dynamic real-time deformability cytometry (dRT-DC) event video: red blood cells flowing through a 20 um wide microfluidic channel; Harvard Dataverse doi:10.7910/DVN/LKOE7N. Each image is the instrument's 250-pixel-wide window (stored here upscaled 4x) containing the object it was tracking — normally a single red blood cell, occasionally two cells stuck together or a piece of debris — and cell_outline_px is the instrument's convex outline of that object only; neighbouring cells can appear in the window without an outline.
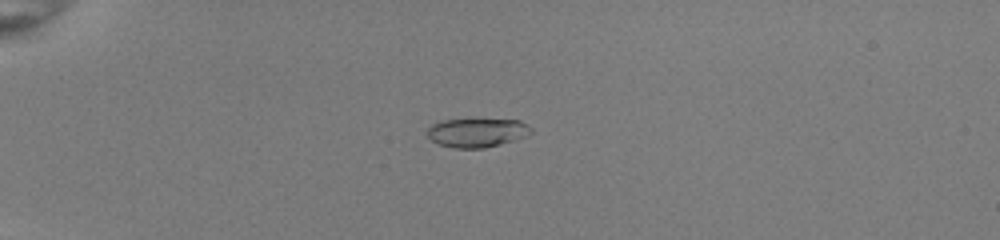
{"species": "common noctule bat (a hibernating species)", "species_latin": "Nyctalus noctula", "temperature_condition": "room temperature", "stored_images_in_passage": 45, "camera_frame_rate_fps": 3000, "um_per_image_px": 0.085, "animal": {"sex": "female", "body_mass_g": 22.0, "forearm_length_mm": 56.7}, "frame": {"image": 1, "passage_image": 8, "time_ms": 2.333, "image_size_px": [1000, 240], "cell_outline_px": [[532, 132], [524, 136], [500, 144], [484, 148], [452, 148], [440, 144], [432, 140], [428, 136], [428, 128], [432, 124], [444, 120], [520, 120], [528, 124], [532, 128]], "centroid_in_image_um": [40.55, 11.28], "position_along_channel_um": 44.5, "area_um2": 17.17}}
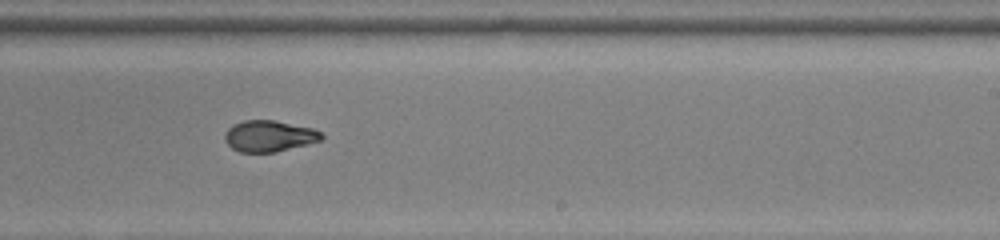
{"frame": {"image": 2, "passage_image": 28, "time_ms": 9.0, "image_size_px": [1000, 240], "cell_outline_px": [[324, 136], [320, 140], [308, 144], [276, 152], [240, 152], [232, 148], [224, 140], [224, 132], [232, 124], [244, 120], [276, 120], [312, 128], [320, 132]], "centroid_in_image_um": [22.84, 11.56], "position_along_channel_um": 266.2, "area_um2": 17.69}}
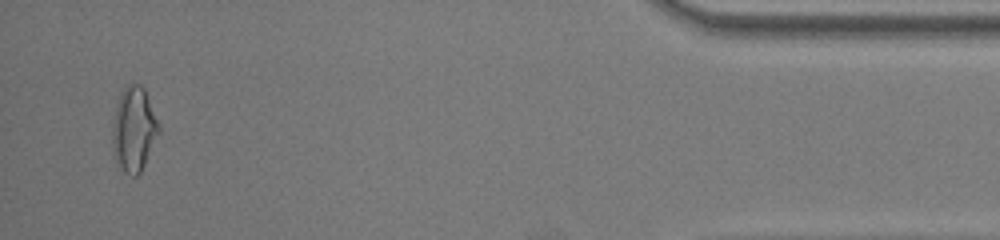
{"frame": {"image": 3, "passage_image": 44, "time_ms": 14.333, "image_size_px": [1000, 240], "cell_outline_px": [[160, 132], [140, 172], [136, 176], [132, 176], [124, 172], [112, 156], [112, 120], [116, 104], [120, 92], [128, 84], [140, 84], [144, 88], [160, 124]], "centroid_in_image_um": [11.36, 10.98], "position_along_channel_um": 423.8, "area_um2": 23.18}, "authors_computed_cell_mechanics": {"area_um2": 18.4382, "velocity_mm_per_s": 4.0164, "shape_relaxation_time_tau1_ms": null, "shape_relaxation_time_tau2_ms": 1.1558, "deformation_change_tau1": null, "deformation_change_tau2": 0.0553}}